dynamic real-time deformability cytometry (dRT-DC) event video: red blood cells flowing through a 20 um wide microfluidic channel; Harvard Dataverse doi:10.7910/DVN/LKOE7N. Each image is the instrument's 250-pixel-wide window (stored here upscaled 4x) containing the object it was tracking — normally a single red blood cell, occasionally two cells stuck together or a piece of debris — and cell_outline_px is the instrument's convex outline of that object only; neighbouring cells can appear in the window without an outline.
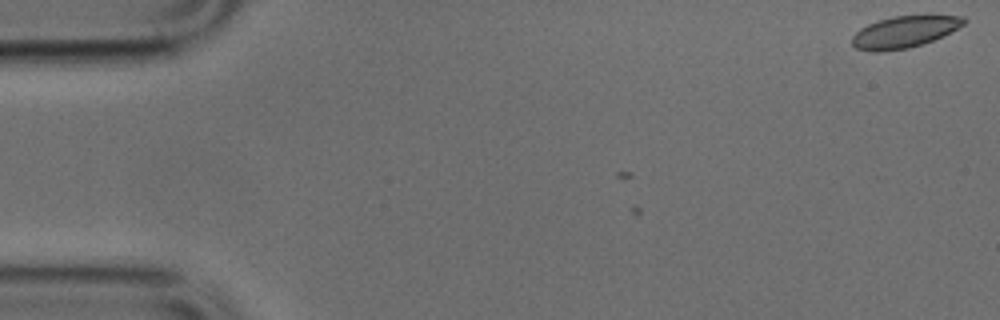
{"species": "common noctule bat (a hibernating species)", "species_latin": "Nyctalus noctula", "temperature_condition": "cold", "stored_images_in_passage": 7, "camera_frame_rate_fps": 3000, "um_per_image_px": 0.085, "animal": {"sex": "male", "body_mass_g": 17.9, "forearm_length_mm": 54.2}, "frame": {"image": 1, "passage_image": 1, "time_ms": 0.0, "image_size_px": [1000, 320], "cell_outline_px": [[968, 20], [964, 24], [932, 40], [908, 48], [880, 52], [872, 52], [856, 48], [852, 44], [852, 36], [860, 28], [868, 24], [892, 16], [964, 16]], "centroid_in_image_um": [76.81, 2.72], "position_along_channel_um": 8.2, "area_um2": 20.23}}